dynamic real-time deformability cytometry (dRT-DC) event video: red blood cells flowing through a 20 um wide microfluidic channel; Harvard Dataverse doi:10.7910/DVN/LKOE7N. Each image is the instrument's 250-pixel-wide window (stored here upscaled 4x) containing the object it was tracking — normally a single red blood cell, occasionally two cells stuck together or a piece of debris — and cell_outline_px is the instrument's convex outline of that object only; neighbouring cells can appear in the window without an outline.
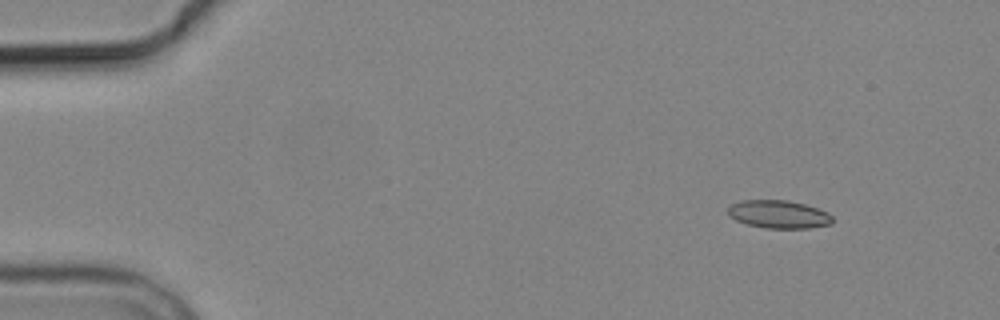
{"species": "common noctule bat (a hibernating species)", "species_latin": "Nyctalus noctula", "temperature_condition": "cold", "stored_images_in_passage": 4, "camera_frame_rate_fps": 3000, "um_per_image_px": 0.085, "animal": {"sex": "male", "body_mass_g": 19.2, "forearm_length_mm": 51.8}, "frame": {"image": 1, "passage_image": 2, "time_ms": 1.0, "image_size_px": [1000, 320], "cell_outline_px": [[832, 224], [808, 228], [764, 228], [748, 224], [736, 220], [728, 216], [728, 208], [732, 204], [740, 200], [788, 200], [804, 204], [828, 212], [832, 216]], "centroid_in_image_um": [66.18, 18.21], "position_along_channel_um": 18.8, "area_um2": 17.05}}
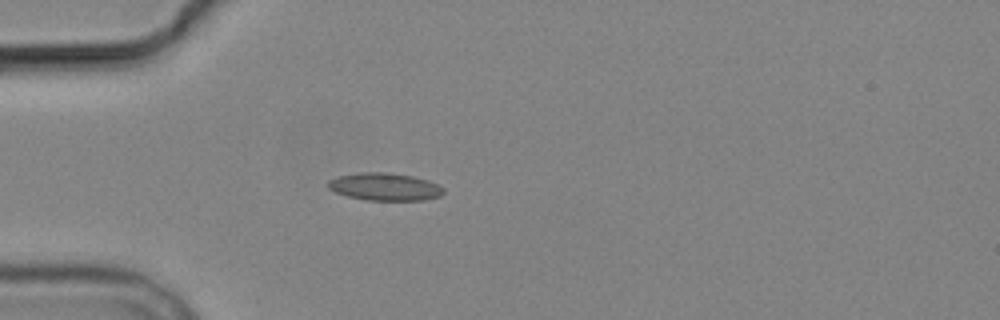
{"frame": {"image": 2, "passage_image": 4, "time_ms": 4.333, "image_size_px": [1000, 320], "cell_outline_px": [[444, 192], [440, 196], [424, 200], [368, 200], [348, 196], [336, 192], [328, 188], [328, 180], [336, 176], [360, 172], [388, 172], [412, 176], [428, 180], [444, 188]], "centroid_in_image_um": [32.7, 15.86], "position_along_channel_um": 52.3, "area_um2": 18.55}}